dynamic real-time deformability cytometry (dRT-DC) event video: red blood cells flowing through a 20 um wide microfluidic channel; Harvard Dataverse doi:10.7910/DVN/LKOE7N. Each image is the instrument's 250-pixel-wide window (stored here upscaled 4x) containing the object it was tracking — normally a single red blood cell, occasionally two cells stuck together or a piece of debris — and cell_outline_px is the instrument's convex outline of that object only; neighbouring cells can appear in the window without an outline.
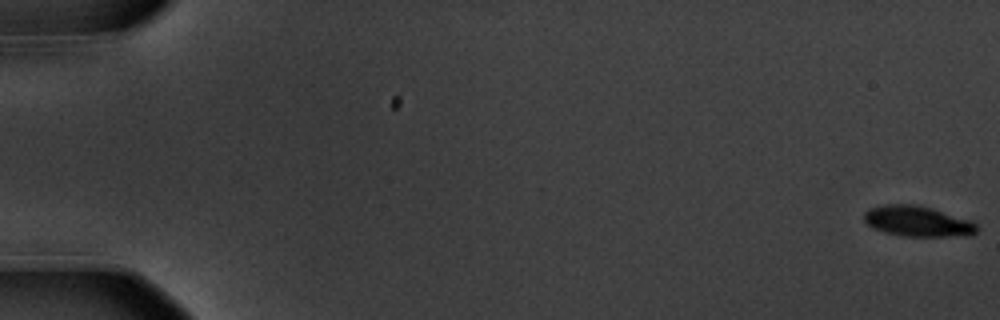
{"species": "common noctule bat (a hibernating species)", "species_latin": "Nyctalus noctula", "temperature_condition": "warm", "stored_images_in_passage": 59, "camera_frame_rate_fps": 3000, "um_per_image_px": 0.085, "animal": {"sex": "male", "body_mass_g": 20.1, "forearm_length_mm": 53.5}, "frame": {"image": 1, "passage_image": 1, "time_ms": 0.0, "image_size_px": [1000, 320], "cell_outline_px": [[976, 232], [972, 236], [904, 236], [884, 232], [872, 228], [864, 220], [864, 212], [868, 208], [880, 204], [916, 204], [932, 208], [972, 220], [976, 224]], "centroid_in_image_um": [77.98, 18.8], "position_along_channel_um": 7.0, "area_um2": 20.35}}
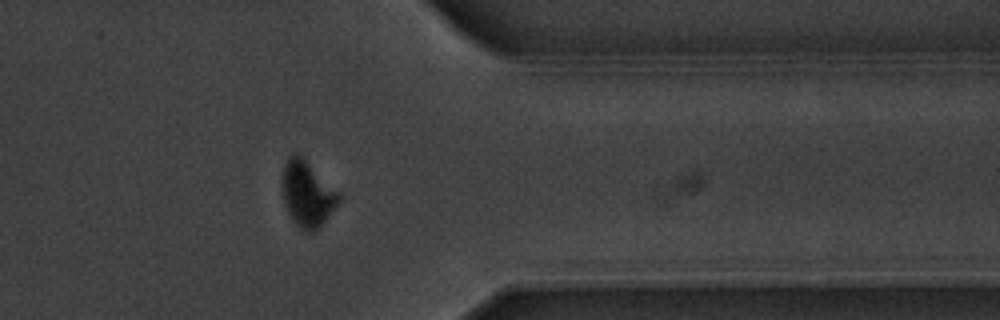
{"frame": {"image": 2, "passage_image": 48, "time_ms": 15.667, "image_size_px": [1000, 320], "cell_outline_px": [[340, 200], [320, 228], [312, 232], [308, 232], [300, 228], [292, 220], [284, 204], [280, 184], [280, 180], [284, 164], [292, 152], [296, 152], [340, 192]], "centroid_in_image_um": [26.09, 16.48], "position_along_channel_um": 385.3, "area_um2": 21.85}}
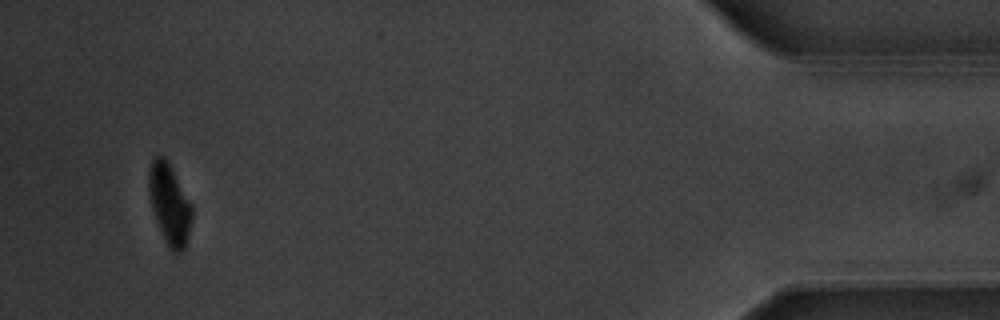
{"frame": {"image": 3, "passage_image": 56, "time_ms": 18.333, "image_size_px": [1000, 320], "cell_outline_px": [[192, 216], [188, 236], [184, 248], [180, 252], [172, 252], [164, 240], [152, 208], [148, 188], [148, 172], [152, 160], [156, 156], [164, 156], [168, 160], [192, 204]], "centroid_in_image_um": [14.41, 17.32], "position_along_channel_um": 420.8, "area_um2": 20.17}, "authors_computed_cell_mechanics": {"area_um2": 21.3282, "velocity_mm_per_s": 3.5551, "shape_relaxation_time_tau1_ms": 3.0686, "shape_relaxation_time_tau2_ms": null, "deformation_change_tau1": 0.1808, "deformation_change_tau2": null}}